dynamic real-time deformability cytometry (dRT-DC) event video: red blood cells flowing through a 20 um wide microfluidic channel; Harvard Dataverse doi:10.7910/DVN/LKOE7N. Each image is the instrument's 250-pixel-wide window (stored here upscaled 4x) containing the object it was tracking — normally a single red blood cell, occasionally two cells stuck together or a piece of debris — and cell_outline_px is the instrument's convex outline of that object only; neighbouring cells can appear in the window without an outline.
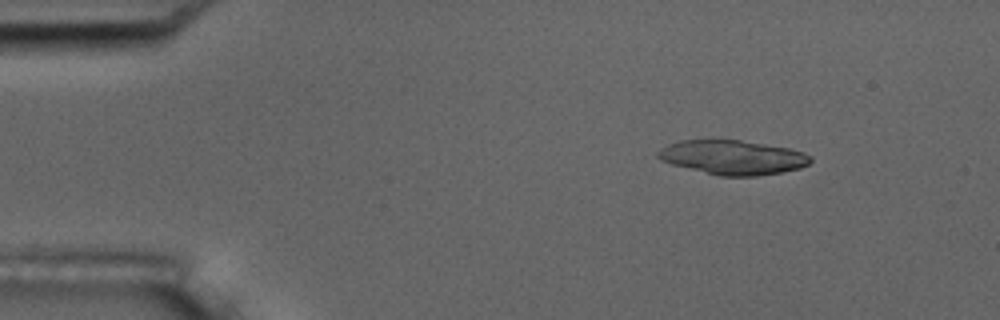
{"species": "common noctule bat (a hibernating species)", "species_latin": "Nyctalus noctula", "temperature_condition": "room temperature", "stored_images_in_passage": 5, "camera_frame_rate_fps": 3000, "um_per_image_px": 0.085, "animal": {"sex": "male", "body_mass_g": 17.5, "forearm_length_mm": 52.3}, "frame": {"image": 1, "passage_image": 2, "time_ms": 1.333, "image_size_px": [1000, 320], "cell_outline_px": [[812, 160], [808, 164], [800, 168], [780, 172], [756, 176], [720, 176], [672, 164], [660, 160], [656, 156], [656, 152], [660, 148], [668, 144], [680, 140], [740, 140], [788, 148], [804, 152], [812, 156]], "centroid_in_image_um": [62.27, 13.37], "position_along_channel_um": 22.7, "area_um2": 30.4}}